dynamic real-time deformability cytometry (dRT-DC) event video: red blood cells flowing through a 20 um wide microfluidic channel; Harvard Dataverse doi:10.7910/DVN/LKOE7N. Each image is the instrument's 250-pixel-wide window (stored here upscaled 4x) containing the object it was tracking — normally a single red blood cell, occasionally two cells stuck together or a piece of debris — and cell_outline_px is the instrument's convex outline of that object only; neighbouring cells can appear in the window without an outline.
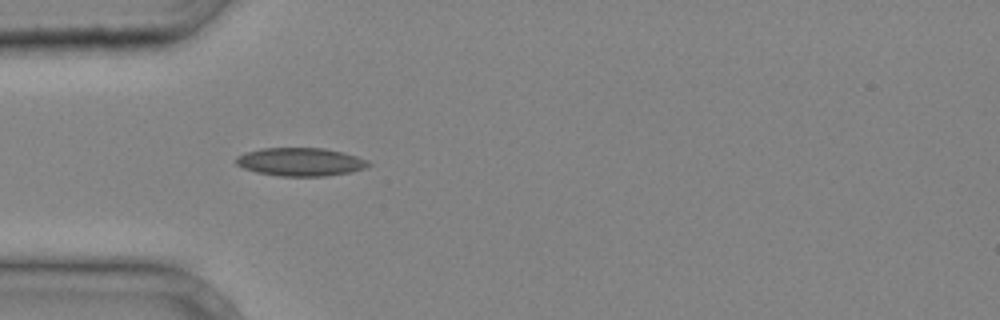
{"species": "common noctule bat (a hibernating species)", "species_latin": "Nyctalus noctula", "temperature_condition": "cold", "stored_images_in_passage": 26, "camera_frame_rate_fps": 3000, "um_per_image_px": 0.085, "animal": {"sex": "male", "body_mass_g": 20.4}, "frame": {"image": 1, "passage_image": 1, "time_ms": 0.0, "image_size_px": [1000, 320], "cell_outline_px": [[372, 164], [368, 168], [352, 172], [324, 176], [280, 176], [256, 172], [244, 168], [236, 164], [236, 156], [244, 152], [260, 148], [324, 148], [344, 152], [368, 160]], "centroid_in_image_um": [25.57, 13.75], "position_along_channel_um": 59.4, "area_um2": 22.02}}
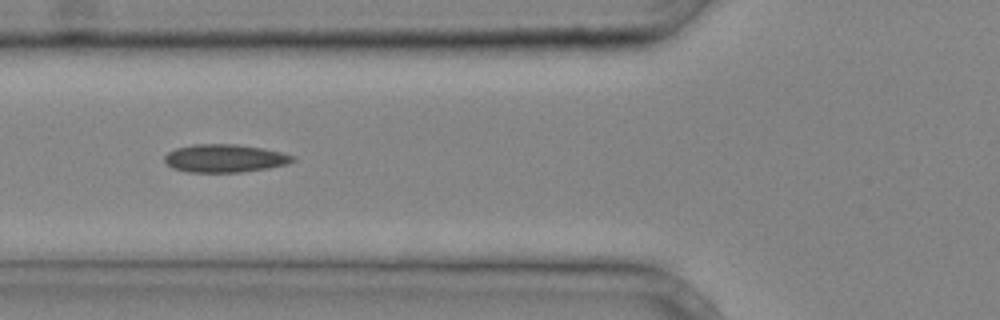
{"frame": {"image": 2, "passage_image": 4, "time_ms": 1.0, "image_size_px": [1000, 320], "cell_outline_px": [[296, 160], [288, 164], [268, 168], [240, 172], [188, 172], [172, 168], [164, 160], [164, 156], [168, 152], [176, 148], [192, 144], [236, 144], [264, 148], [296, 156]], "centroid_in_image_um": [19.12, 13.45], "position_along_channel_um": 106.7, "area_um2": 21.04}}
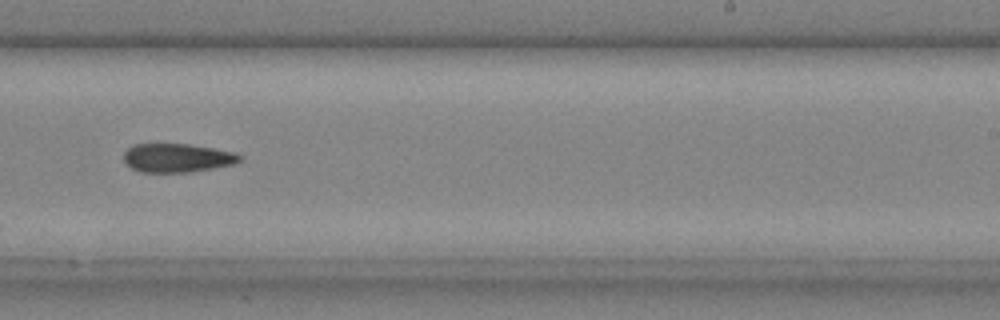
{"frame": {"image": 3, "passage_image": 14, "time_ms": 4.333, "image_size_px": [1000, 320], "cell_outline_px": [[244, 160], [232, 164], [212, 168], [188, 172], [140, 172], [132, 168], [124, 160], [124, 152], [132, 144], [188, 144], [236, 152], [244, 156]], "centroid_in_image_um": [15.09, 13.41], "position_along_channel_um": 273.9, "area_um2": 19.42}}